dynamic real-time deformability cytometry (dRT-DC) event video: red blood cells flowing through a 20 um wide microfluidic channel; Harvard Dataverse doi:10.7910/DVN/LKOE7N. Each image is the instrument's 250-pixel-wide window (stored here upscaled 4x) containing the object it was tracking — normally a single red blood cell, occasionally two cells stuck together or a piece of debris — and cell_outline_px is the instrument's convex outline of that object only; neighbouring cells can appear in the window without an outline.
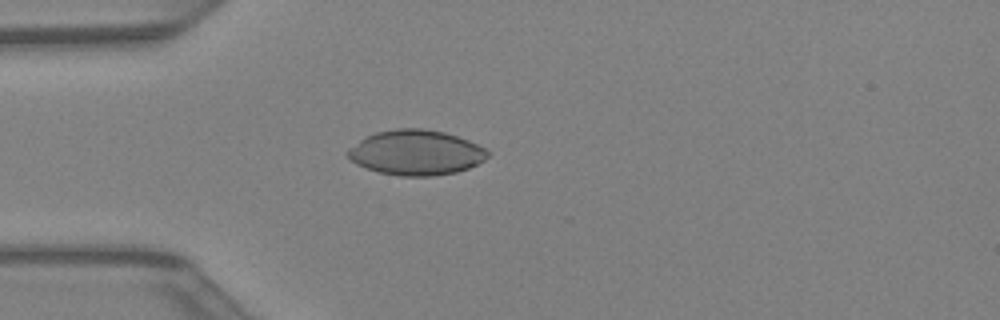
{"species": "Egyptian fruit bat (a non-hibernating species)", "species_latin": "Rousettus aegyptiacus", "temperature_condition": "warm", "stored_images_in_passage": 38, "camera_frame_rate_fps": 3000, "um_per_image_px": 0.085, "animal": {"sex": "female"}, "frame": {"image": 1, "passage_image": 8, "time_ms": 2.333, "image_size_px": [1000, 320], "cell_outline_px": [[488, 156], [484, 160], [468, 168], [456, 172], [432, 176], [400, 176], [380, 172], [356, 164], [344, 156], [344, 152], [348, 148], [360, 140], [376, 132], [396, 128], [420, 128], [444, 132], [468, 140], [484, 148], [488, 152]], "centroid_in_image_um": [35.31, 12.97], "position_along_channel_um": 49.7, "area_um2": 36.65}}
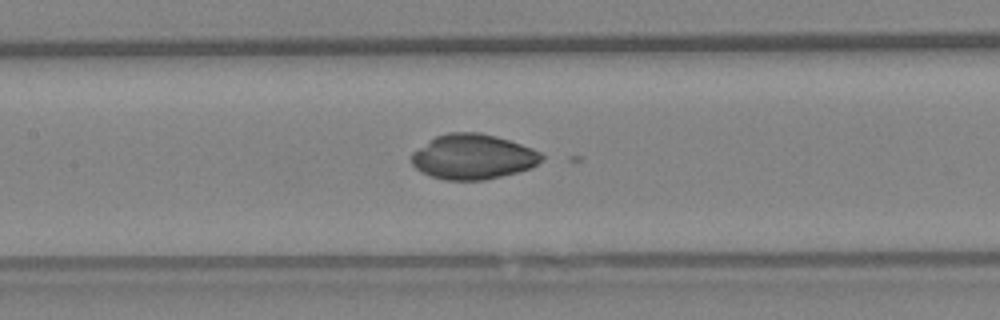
{"frame": {"image": 2, "passage_image": 16, "time_ms": 5.0, "image_size_px": [1000, 320], "cell_outline_px": [[544, 156], [532, 168], [484, 180], [444, 180], [420, 172], [412, 164], [412, 152], [436, 136], [448, 132], [480, 132], [496, 136], [532, 148], [540, 152]], "centroid_in_image_um": [40.18, 13.32], "position_along_channel_um": 167.2, "area_um2": 33.99}}
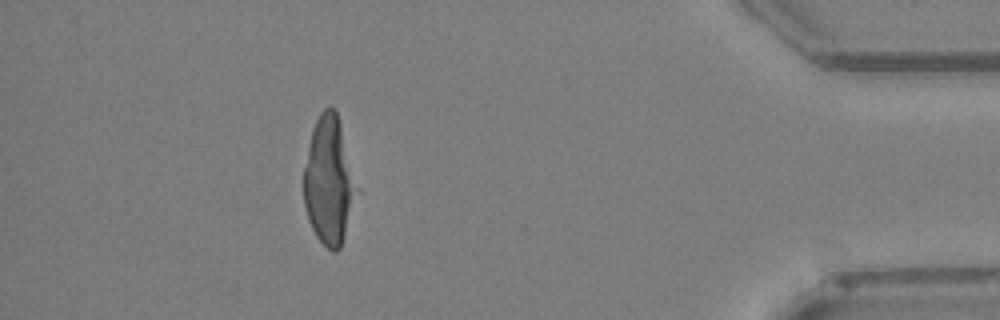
{"frame": {"image": 3, "passage_image": 34, "time_ms": 11.0, "image_size_px": [1000, 320], "cell_outline_px": [[356, 188], [344, 236], [340, 248], [336, 252], [332, 252], [316, 236], [308, 220], [304, 204], [304, 168], [312, 128], [320, 112], [324, 108], [336, 108]], "centroid_in_image_um": [27.91, 15.36], "position_along_channel_um": 407.3, "area_um2": 37.97}}